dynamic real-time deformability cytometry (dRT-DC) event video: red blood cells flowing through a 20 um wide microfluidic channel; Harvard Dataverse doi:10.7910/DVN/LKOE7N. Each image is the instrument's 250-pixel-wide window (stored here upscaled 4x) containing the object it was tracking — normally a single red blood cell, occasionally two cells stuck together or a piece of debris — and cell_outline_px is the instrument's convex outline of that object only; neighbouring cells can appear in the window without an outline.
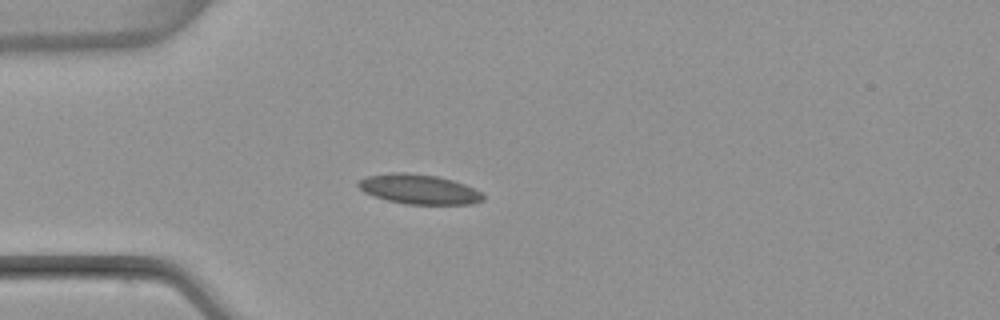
{"species": "common noctule bat (a hibernating species)", "species_latin": "Nyctalus noctula", "temperature_condition": "warm", "stored_images_in_passage": 1, "camera_frame_rate_fps": 3000, "um_per_image_px": 0.085, "animal": {"sex": "female", "body_mass_g": 22.7, "forearm_length_mm": 54.2}, "frame": {"image": 1, "passage_image": 1, "time_ms": 0.0, "image_size_px": [1000, 320], "cell_outline_px": [[484, 200], [472, 204], [408, 204], [388, 200], [364, 192], [356, 184], [364, 176], [392, 172], [408, 172], [436, 176], [452, 180], [464, 184], [480, 192], [484, 196]], "centroid_in_image_um": [35.59, 16.07], "position_along_channel_um": 49.4, "area_um2": 21.5}}